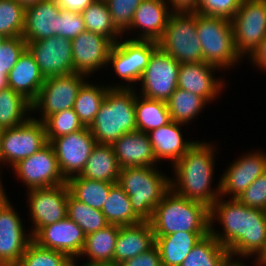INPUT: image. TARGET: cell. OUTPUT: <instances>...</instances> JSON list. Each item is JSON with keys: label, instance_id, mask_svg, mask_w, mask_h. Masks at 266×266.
Masks as SVG:
<instances>
[{"label": "cell", "instance_id": "obj_1", "mask_svg": "<svg viewBox=\"0 0 266 266\" xmlns=\"http://www.w3.org/2000/svg\"><path fill=\"white\" fill-rule=\"evenodd\" d=\"M209 233L236 258L256 259L266 250V211L253 209L238 199L218 198L209 208ZM214 220L223 226V232L212 227Z\"/></svg>", "mask_w": 266, "mask_h": 266}, {"label": "cell", "instance_id": "obj_39", "mask_svg": "<svg viewBox=\"0 0 266 266\" xmlns=\"http://www.w3.org/2000/svg\"><path fill=\"white\" fill-rule=\"evenodd\" d=\"M67 216L83 230L85 235L97 232L109 225L101 210L86 205L70 193L67 200Z\"/></svg>", "mask_w": 266, "mask_h": 266}, {"label": "cell", "instance_id": "obj_46", "mask_svg": "<svg viewBox=\"0 0 266 266\" xmlns=\"http://www.w3.org/2000/svg\"><path fill=\"white\" fill-rule=\"evenodd\" d=\"M237 199L250 208L266 211V171L257 177Z\"/></svg>", "mask_w": 266, "mask_h": 266}, {"label": "cell", "instance_id": "obj_52", "mask_svg": "<svg viewBox=\"0 0 266 266\" xmlns=\"http://www.w3.org/2000/svg\"><path fill=\"white\" fill-rule=\"evenodd\" d=\"M3 184L0 181V210L2 207L9 201L7 198L8 196L5 194V191L3 189Z\"/></svg>", "mask_w": 266, "mask_h": 266}, {"label": "cell", "instance_id": "obj_8", "mask_svg": "<svg viewBox=\"0 0 266 266\" xmlns=\"http://www.w3.org/2000/svg\"><path fill=\"white\" fill-rule=\"evenodd\" d=\"M157 48L158 43L151 40H118L110 51L108 65L111 64L115 74L127 82L125 85H113V88H135L130 84L140 80L152 53Z\"/></svg>", "mask_w": 266, "mask_h": 266}, {"label": "cell", "instance_id": "obj_32", "mask_svg": "<svg viewBox=\"0 0 266 266\" xmlns=\"http://www.w3.org/2000/svg\"><path fill=\"white\" fill-rule=\"evenodd\" d=\"M101 211L109 224L126 226L142 222L134 213L129 196L118 183L110 188Z\"/></svg>", "mask_w": 266, "mask_h": 266}, {"label": "cell", "instance_id": "obj_18", "mask_svg": "<svg viewBox=\"0 0 266 266\" xmlns=\"http://www.w3.org/2000/svg\"><path fill=\"white\" fill-rule=\"evenodd\" d=\"M74 72L88 75L108 65L114 43L97 33L85 30L71 40Z\"/></svg>", "mask_w": 266, "mask_h": 266}, {"label": "cell", "instance_id": "obj_4", "mask_svg": "<svg viewBox=\"0 0 266 266\" xmlns=\"http://www.w3.org/2000/svg\"><path fill=\"white\" fill-rule=\"evenodd\" d=\"M135 88H110L89 129L97 144L112 145L136 130Z\"/></svg>", "mask_w": 266, "mask_h": 266}, {"label": "cell", "instance_id": "obj_22", "mask_svg": "<svg viewBox=\"0 0 266 266\" xmlns=\"http://www.w3.org/2000/svg\"><path fill=\"white\" fill-rule=\"evenodd\" d=\"M167 0H143L135 10L133 20L125 31L139 29L141 33L133 40H151L157 42L173 13ZM169 8V9H168ZM142 30V31H141Z\"/></svg>", "mask_w": 266, "mask_h": 266}, {"label": "cell", "instance_id": "obj_56", "mask_svg": "<svg viewBox=\"0 0 266 266\" xmlns=\"http://www.w3.org/2000/svg\"><path fill=\"white\" fill-rule=\"evenodd\" d=\"M256 266H266V250L265 252L260 256L259 259H256Z\"/></svg>", "mask_w": 266, "mask_h": 266}, {"label": "cell", "instance_id": "obj_53", "mask_svg": "<svg viewBox=\"0 0 266 266\" xmlns=\"http://www.w3.org/2000/svg\"><path fill=\"white\" fill-rule=\"evenodd\" d=\"M233 260H234V257L230 256L222 266H244L245 265V263H242L241 261L239 262L240 259H238V261H236V259L234 261Z\"/></svg>", "mask_w": 266, "mask_h": 266}, {"label": "cell", "instance_id": "obj_21", "mask_svg": "<svg viewBox=\"0 0 266 266\" xmlns=\"http://www.w3.org/2000/svg\"><path fill=\"white\" fill-rule=\"evenodd\" d=\"M219 68L206 63H180L177 87L203 97L208 103L225 88V81L214 77Z\"/></svg>", "mask_w": 266, "mask_h": 266}, {"label": "cell", "instance_id": "obj_2", "mask_svg": "<svg viewBox=\"0 0 266 266\" xmlns=\"http://www.w3.org/2000/svg\"><path fill=\"white\" fill-rule=\"evenodd\" d=\"M215 147L212 143L197 141L174 165V178L170 179V188L180 196L200 202L208 208L221 197L220 181L212 189L215 167Z\"/></svg>", "mask_w": 266, "mask_h": 266}, {"label": "cell", "instance_id": "obj_34", "mask_svg": "<svg viewBox=\"0 0 266 266\" xmlns=\"http://www.w3.org/2000/svg\"><path fill=\"white\" fill-rule=\"evenodd\" d=\"M135 114L136 130L144 133H148L171 121L166 102L139 95H136Z\"/></svg>", "mask_w": 266, "mask_h": 266}, {"label": "cell", "instance_id": "obj_25", "mask_svg": "<svg viewBox=\"0 0 266 266\" xmlns=\"http://www.w3.org/2000/svg\"><path fill=\"white\" fill-rule=\"evenodd\" d=\"M156 245L155 234L149 221L119 227L113 263L117 265L146 252Z\"/></svg>", "mask_w": 266, "mask_h": 266}, {"label": "cell", "instance_id": "obj_20", "mask_svg": "<svg viewBox=\"0 0 266 266\" xmlns=\"http://www.w3.org/2000/svg\"><path fill=\"white\" fill-rule=\"evenodd\" d=\"M246 154L232 162L221 176V197L229 194L231 199H237L257 177L266 171V153L255 151Z\"/></svg>", "mask_w": 266, "mask_h": 266}, {"label": "cell", "instance_id": "obj_15", "mask_svg": "<svg viewBox=\"0 0 266 266\" xmlns=\"http://www.w3.org/2000/svg\"><path fill=\"white\" fill-rule=\"evenodd\" d=\"M33 229L32 237L44 226L61 221L67 216L69 188L62 185L30 189L27 192Z\"/></svg>", "mask_w": 266, "mask_h": 266}, {"label": "cell", "instance_id": "obj_58", "mask_svg": "<svg viewBox=\"0 0 266 266\" xmlns=\"http://www.w3.org/2000/svg\"><path fill=\"white\" fill-rule=\"evenodd\" d=\"M3 133H4V128L0 127V163H1V142H2Z\"/></svg>", "mask_w": 266, "mask_h": 266}, {"label": "cell", "instance_id": "obj_40", "mask_svg": "<svg viewBox=\"0 0 266 266\" xmlns=\"http://www.w3.org/2000/svg\"><path fill=\"white\" fill-rule=\"evenodd\" d=\"M76 263L68 255L41 247L32 240L15 266H76Z\"/></svg>", "mask_w": 266, "mask_h": 266}, {"label": "cell", "instance_id": "obj_51", "mask_svg": "<svg viewBox=\"0 0 266 266\" xmlns=\"http://www.w3.org/2000/svg\"><path fill=\"white\" fill-rule=\"evenodd\" d=\"M198 0H168L172 12H196ZM173 9V10H172Z\"/></svg>", "mask_w": 266, "mask_h": 266}, {"label": "cell", "instance_id": "obj_48", "mask_svg": "<svg viewBox=\"0 0 266 266\" xmlns=\"http://www.w3.org/2000/svg\"><path fill=\"white\" fill-rule=\"evenodd\" d=\"M119 266H162L159 249L155 245L150 250L122 262Z\"/></svg>", "mask_w": 266, "mask_h": 266}, {"label": "cell", "instance_id": "obj_14", "mask_svg": "<svg viewBox=\"0 0 266 266\" xmlns=\"http://www.w3.org/2000/svg\"><path fill=\"white\" fill-rule=\"evenodd\" d=\"M12 169L28 190L66 183L53 146L49 142L33 155L20 160Z\"/></svg>", "mask_w": 266, "mask_h": 266}, {"label": "cell", "instance_id": "obj_38", "mask_svg": "<svg viewBox=\"0 0 266 266\" xmlns=\"http://www.w3.org/2000/svg\"><path fill=\"white\" fill-rule=\"evenodd\" d=\"M166 103L171 120L184 125L195 119L208 102L197 94L177 88Z\"/></svg>", "mask_w": 266, "mask_h": 266}, {"label": "cell", "instance_id": "obj_37", "mask_svg": "<svg viewBox=\"0 0 266 266\" xmlns=\"http://www.w3.org/2000/svg\"><path fill=\"white\" fill-rule=\"evenodd\" d=\"M81 14L87 31L100 34L114 44L123 35L113 23L105 0H95Z\"/></svg>", "mask_w": 266, "mask_h": 266}, {"label": "cell", "instance_id": "obj_47", "mask_svg": "<svg viewBox=\"0 0 266 266\" xmlns=\"http://www.w3.org/2000/svg\"><path fill=\"white\" fill-rule=\"evenodd\" d=\"M85 30L84 18L81 13L61 9L58 24L59 37L72 40Z\"/></svg>", "mask_w": 266, "mask_h": 266}, {"label": "cell", "instance_id": "obj_3", "mask_svg": "<svg viewBox=\"0 0 266 266\" xmlns=\"http://www.w3.org/2000/svg\"><path fill=\"white\" fill-rule=\"evenodd\" d=\"M209 208L175 193L171 188L156 206L149 221L155 236L176 232H209Z\"/></svg>", "mask_w": 266, "mask_h": 266}, {"label": "cell", "instance_id": "obj_17", "mask_svg": "<svg viewBox=\"0 0 266 266\" xmlns=\"http://www.w3.org/2000/svg\"><path fill=\"white\" fill-rule=\"evenodd\" d=\"M22 219L8 201L0 210V266H15L32 235L26 234Z\"/></svg>", "mask_w": 266, "mask_h": 266}, {"label": "cell", "instance_id": "obj_5", "mask_svg": "<svg viewBox=\"0 0 266 266\" xmlns=\"http://www.w3.org/2000/svg\"><path fill=\"white\" fill-rule=\"evenodd\" d=\"M157 167L121 168L118 184L129 196L134 213L142 221H150L154 209L170 189V177Z\"/></svg>", "mask_w": 266, "mask_h": 266}, {"label": "cell", "instance_id": "obj_49", "mask_svg": "<svg viewBox=\"0 0 266 266\" xmlns=\"http://www.w3.org/2000/svg\"><path fill=\"white\" fill-rule=\"evenodd\" d=\"M95 0H55L58 7L63 10L82 13Z\"/></svg>", "mask_w": 266, "mask_h": 266}, {"label": "cell", "instance_id": "obj_7", "mask_svg": "<svg viewBox=\"0 0 266 266\" xmlns=\"http://www.w3.org/2000/svg\"><path fill=\"white\" fill-rule=\"evenodd\" d=\"M157 43L161 50L179 63L204 62L197 36L196 12H173Z\"/></svg>", "mask_w": 266, "mask_h": 266}, {"label": "cell", "instance_id": "obj_44", "mask_svg": "<svg viewBox=\"0 0 266 266\" xmlns=\"http://www.w3.org/2000/svg\"><path fill=\"white\" fill-rule=\"evenodd\" d=\"M243 0H198L196 13L231 20Z\"/></svg>", "mask_w": 266, "mask_h": 266}, {"label": "cell", "instance_id": "obj_11", "mask_svg": "<svg viewBox=\"0 0 266 266\" xmlns=\"http://www.w3.org/2000/svg\"><path fill=\"white\" fill-rule=\"evenodd\" d=\"M48 143L45 125L31 117L26 123L17 127L4 128L1 142V162L15 166L39 151Z\"/></svg>", "mask_w": 266, "mask_h": 266}, {"label": "cell", "instance_id": "obj_12", "mask_svg": "<svg viewBox=\"0 0 266 266\" xmlns=\"http://www.w3.org/2000/svg\"><path fill=\"white\" fill-rule=\"evenodd\" d=\"M179 68L180 63L158 47L139 80L141 96L167 102L178 88Z\"/></svg>", "mask_w": 266, "mask_h": 266}, {"label": "cell", "instance_id": "obj_6", "mask_svg": "<svg viewBox=\"0 0 266 266\" xmlns=\"http://www.w3.org/2000/svg\"><path fill=\"white\" fill-rule=\"evenodd\" d=\"M197 36L201 42L204 62L225 70L241 61L242 57L235 46L231 20L197 13Z\"/></svg>", "mask_w": 266, "mask_h": 266}, {"label": "cell", "instance_id": "obj_19", "mask_svg": "<svg viewBox=\"0 0 266 266\" xmlns=\"http://www.w3.org/2000/svg\"><path fill=\"white\" fill-rule=\"evenodd\" d=\"M85 238L83 230L66 216L61 221L42 227L33 236V241L41 247L62 252L76 261L83 250Z\"/></svg>", "mask_w": 266, "mask_h": 266}, {"label": "cell", "instance_id": "obj_42", "mask_svg": "<svg viewBox=\"0 0 266 266\" xmlns=\"http://www.w3.org/2000/svg\"><path fill=\"white\" fill-rule=\"evenodd\" d=\"M46 129L47 141L79 131L84 125L79 120L73 108L51 114L43 121Z\"/></svg>", "mask_w": 266, "mask_h": 266}, {"label": "cell", "instance_id": "obj_57", "mask_svg": "<svg viewBox=\"0 0 266 266\" xmlns=\"http://www.w3.org/2000/svg\"><path fill=\"white\" fill-rule=\"evenodd\" d=\"M76 266H79L76 264ZM80 266H119L116 263H94V264H83Z\"/></svg>", "mask_w": 266, "mask_h": 266}, {"label": "cell", "instance_id": "obj_55", "mask_svg": "<svg viewBox=\"0 0 266 266\" xmlns=\"http://www.w3.org/2000/svg\"><path fill=\"white\" fill-rule=\"evenodd\" d=\"M16 1H18L24 8H27L31 5L40 2L41 0H16Z\"/></svg>", "mask_w": 266, "mask_h": 266}, {"label": "cell", "instance_id": "obj_10", "mask_svg": "<svg viewBox=\"0 0 266 266\" xmlns=\"http://www.w3.org/2000/svg\"><path fill=\"white\" fill-rule=\"evenodd\" d=\"M231 23L236 50L249 56L266 37V0H243Z\"/></svg>", "mask_w": 266, "mask_h": 266}, {"label": "cell", "instance_id": "obj_41", "mask_svg": "<svg viewBox=\"0 0 266 266\" xmlns=\"http://www.w3.org/2000/svg\"><path fill=\"white\" fill-rule=\"evenodd\" d=\"M25 8L16 0H0V34L6 38L23 35Z\"/></svg>", "mask_w": 266, "mask_h": 266}, {"label": "cell", "instance_id": "obj_24", "mask_svg": "<svg viewBox=\"0 0 266 266\" xmlns=\"http://www.w3.org/2000/svg\"><path fill=\"white\" fill-rule=\"evenodd\" d=\"M120 168L154 167L157 162L148 134L135 130L112 144Z\"/></svg>", "mask_w": 266, "mask_h": 266}, {"label": "cell", "instance_id": "obj_16", "mask_svg": "<svg viewBox=\"0 0 266 266\" xmlns=\"http://www.w3.org/2000/svg\"><path fill=\"white\" fill-rule=\"evenodd\" d=\"M27 49L34 56L44 78L74 72L72 43L66 37L54 35L43 40L27 42Z\"/></svg>", "mask_w": 266, "mask_h": 266}, {"label": "cell", "instance_id": "obj_31", "mask_svg": "<svg viewBox=\"0 0 266 266\" xmlns=\"http://www.w3.org/2000/svg\"><path fill=\"white\" fill-rule=\"evenodd\" d=\"M66 183L74 198L99 210H102L110 188L114 185L106 181L87 179L80 175L71 177Z\"/></svg>", "mask_w": 266, "mask_h": 266}, {"label": "cell", "instance_id": "obj_54", "mask_svg": "<svg viewBox=\"0 0 266 266\" xmlns=\"http://www.w3.org/2000/svg\"><path fill=\"white\" fill-rule=\"evenodd\" d=\"M9 87L8 85V76L6 73L0 72V91Z\"/></svg>", "mask_w": 266, "mask_h": 266}, {"label": "cell", "instance_id": "obj_30", "mask_svg": "<svg viewBox=\"0 0 266 266\" xmlns=\"http://www.w3.org/2000/svg\"><path fill=\"white\" fill-rule=\"evenodd\" d=\"M119 227L109 224L97 232L86 235L83 250L79 255V257L89 256L88 262L84 264L113 263Z\"/></svg>", "mask_w": 266, "mask_h": 266}, {"label": "cell", "instance_id": "obj_35", "mask_svg": "<svg viewBox=\"0 0 266 266\" xmlns=\"http://www.w3.org/2000/svg\"><path fill=\"white\" fill-rule=\"evenodd\" d=\"M108 86V87H107ZM113 88L111 85H92L85 81L80 87L76 100L73 105V110L78 115L79 120L84 127H90L93 123L96 114L99 111L101 104L107 94V91Z\"/></svg>", "mask_w": 266, "mask_h": 266}, {"label": "cell", "instance_id": "obj_45", "mask_svg": "<svg viewBox=\"0 0 266 266\" xmlns=\"http://www.w3.org/2000/svg\"><path fill=\"white\" fill-rule=\"evenodd\" d=\"M26 49L23 37L6 38L0 46V72L8 75Z\"/></svg>", "mask_w": 266, "mask_h": 266}, {"label": "cell", "instance_id": "obj_33", "mask_svg": "<svg viewBox=\"0 0 266 266\" xmlns=\"http://www.w3.org/2000/svg\"><path fill=\"white\" fill-rule=\"evenodd\" d=\"M230 252L210 233L201 238L180 266H222Z\"/></svg>", "mask_w": 266, "mask_h": 266}, {"label": "cell", "instance_id": "obj_29", "mask_svg": "<svg viewBox=\"0 0 266 266\" xmlns=\"http://www.w3.org/2000/svg\"><path fill=\"white\" fill-rule=\"evenodd\" d=\"M120 169L112 145L96 144L80 176L116 184Z\"/></svg>", "mask_w": 266, "mask_h": 266}, {"label": "cell", "instance_id": "obj_59", "mask_svg": "<svg viewBox=\"0 0 266 266\" xmlns=\"http://www.w3.org/2000/svg\"><path fill=\"white\" fill-rule=\"evenodd\" d=\"M6 39V37H4L3 35L0 34V46L3 43V41Z\"/></svg>", "mask_w": 266, "mask_h": 266}, {"label": "cell", "instance_id": "obj_27", "mask_svg": "<svg viewBox=\"0 0 266 266\" xmlns=\"http://www.w3.org/2000/svg\"><path fill=\"white\" fill-rule=\"evenodd\" d=\"M7 76L9 87L31 103L36 99L45 81L34 56L28 49L19 57Z\"/></svg>", "mask_w": 266, "mask_h": 266}, {"label": "cell", "instance_id": "obj_28", "mask_svg": "<svg viewBox=\"0 0 266 266\" xmlns=\"http://www.w3.org/2000/svg\"><path fill=\"white\" fill-rule=\"evenodd\" d=\"M209 232H176L155 236L162 266H180L195 244Z\"/></svg>", "mask_w": 266, "mask_h": 266}, {"label": "cell", "instance_id": "obj_13", "mask_svg": "<svg viewBox=\"0 0 266 266\" xmlns=\"http://www.w3.org/2000/svg\"><path fill=\"white\" fill-rule=\"evenodd\" d=\"M50 144L55 151L60 172L67 181L82 173L97 141L89 127H84L79 131L54 138Z\"/></svg>", "mask_w": 266, "mask_h": 266}, {"label": "cell", "instance_id": "obj_50", "mask_svg": "<svg viewBox=\"0 0 266 266\" xmlns=\"http://www.w3.org/2000/svg\"><path fill=\"white\" fill-rule=\"evenodd\" d=\"M248 57L251 62H253V64H256L258 68H263L266 70V37L260 42L259 46Z\"/></svg>", "mask_w": 266, "mask_h": 266}, {"label": "cell", "instance_id": "obj_43", "mask_svg": "<svg viewBox=\"0 0 266 266\" xmlns=\"http://www.w3.org/2000/svg\"><path fill=\"white\" fill-rule=\"evenodd\" d=\"M143 0H105L115 26L125 34L130 26L134 12Z\"/></svg>", "mask_w": 266, "mask_h": 266}, {"label": "cell", "instance_id": "obj_23", "mask_svg": "<svg viewBox=\"0 0 266 266\" xmlns=\"http://www.w3.org/2000/svg\"><path fill=\"white\" fill-rule=\"evenodd\" d=\"M60 11L55 0H41L25 8L23 39L32 42L58 36Z\"/></svg>", "mask_w": 266, "mask_h": 266}, {"label": "cell", "instance_id": "obj_36", "mask_svg": "<svg viewBox=\"0 0 266 266\" xmlns=\"http://www.w3.org/2000/svg\"><path fill=\"white\" fill-rule=\"evenodd\" d=\"M32 105L10 87L0 91V127L11 128L26 123L31 117ZM29 112V113H27ZM27 117V118H26Z\"/></svg>", "mask_w": 266, "mask_h": 266}, {"label": "cell", "instance_id": "obj_9", "mask_svg": "<svg viewBox=\"0 0 266 266\" xmlns=\"http://www.w3.org/2000/svg\"><path fill=\"white\" fill-rule=\"evenodd\" d=\"M85 78V75L76 72L45 78L36 99L31 103L34 113L35 110L41 112L40 119L36 120L43 122L51 114L73 108Z\"/></svg>", "mask_w": 266, "mask_h": 266}, {"label": "cell", "instance_id": "obj_26", "mask_svg": "<svg viewBox=\"0 0 266 266\" xmlns=\"http://www.w3.org/2000/svg\"><path fill=\"white\" fill-rule=\"evenodd\" d=\"M182 126L171 120L147 133L157 162L169 159L174 165L197 142L183 139L180 131Z\"/></svg>", "mask_w": 266, "mask_h": 266}]
</instances>
